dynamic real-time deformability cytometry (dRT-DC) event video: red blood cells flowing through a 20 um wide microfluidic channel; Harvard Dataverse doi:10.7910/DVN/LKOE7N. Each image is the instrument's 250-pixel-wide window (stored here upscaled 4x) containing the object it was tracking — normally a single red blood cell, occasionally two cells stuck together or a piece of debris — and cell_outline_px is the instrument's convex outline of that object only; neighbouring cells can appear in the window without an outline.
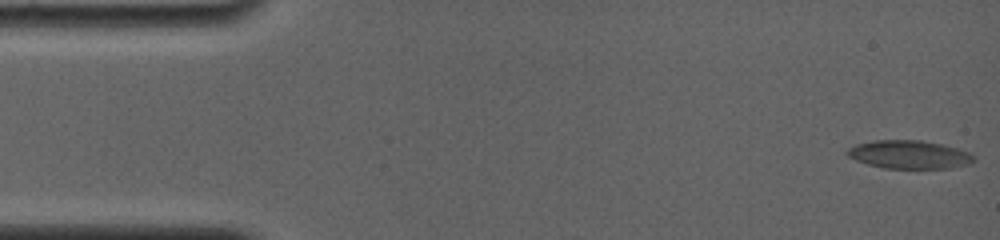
{"species": "common noctule bat (a hibernating species)", "species_latin": "Nyctalus noctula", "temperature_condition": "room temperature", "stored_images_in_passage": 66, "camera_frame_rate_fps": 4000, "um_per_image_px": 0.085, "animal": {"sex": "female", "body_mass_g": 19.0, "forearm_length_mm": 56.7}, "frame": {"image": 1, "passage_image": 1, "time_ms": 0.0, "image_size_px": [1000, 240], "cell_outline_px": [[976, 160], [968, 164], [948, 168], [884, 168], [868, 164], [856, 160], [848, 156], [844, 152], [848, 148], [856, 144], [876, 140], [920, 140], [944, 144], [968, 152]], "centroid_in_image_um": [77.25, 13.13], "position_along_channel_um": 7.7, "area_um2": 20.75}}
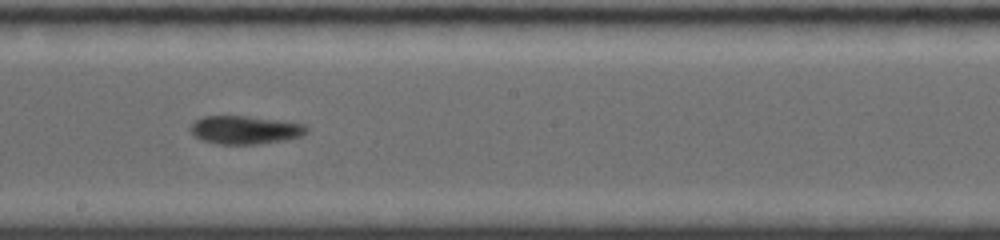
{"frame": {"image": 2, "passage_image": 37, "time_ms": 9.0, "image_size_px": [1000, 240], "cell_outline_px": [[308, 132], [304, 136], [284, 140], [256, 144], [220, 144], [200, 140], [188, 128], [196, 120], [204, 116], [244, 116], [280, 120], [304, 124], [308, 128]], "centroid_in_image_um": [20.85, 11.04], "position_along_channel_um": 227.3, "area_um2": 19.13}}
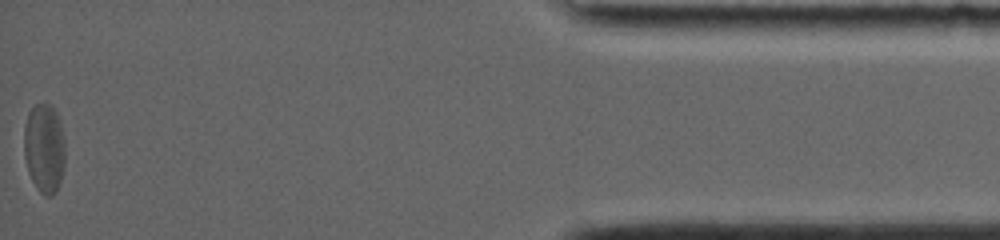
{"frame": {"image": 3, "passage_image": 66, "time_ms": 16.25, "image_size_px": [1000, 240], "cell_outline_px": [[64, 160], [60, 180], [52, 196], [44, 196], [40, 192], [32, 180], [28, 172], [24, 156], [24, 128], [28, 112], [36, 104], [48, 104], [56, 112], [64, 140]], "centroid_in_image_um": [3.73, 12.6], "position_along_channel_um": 431.5, "area_um2": 21.04}}